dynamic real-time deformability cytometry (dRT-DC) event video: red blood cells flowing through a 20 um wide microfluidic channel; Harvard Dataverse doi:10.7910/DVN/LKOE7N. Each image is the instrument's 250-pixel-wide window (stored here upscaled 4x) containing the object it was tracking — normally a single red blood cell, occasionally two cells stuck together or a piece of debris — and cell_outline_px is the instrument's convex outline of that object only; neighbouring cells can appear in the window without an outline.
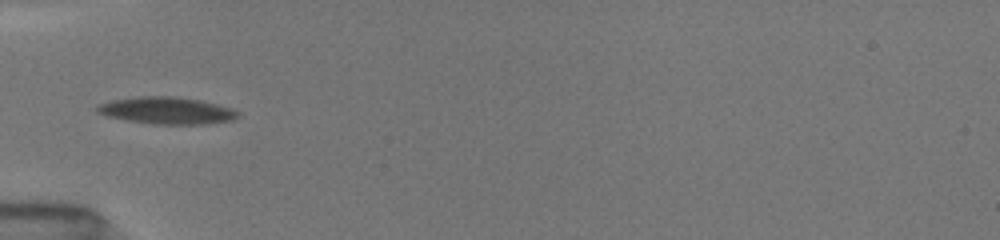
{"species": "common noctule bat (a hibernating species)", "species_latin": "Nyctalus noctula", "temperature_condition": "room temperature", "stored_images_in_passage": 23, "camera_frame_rate_fps": 3000, "um_per_image_px": 0.085, "animal": {"sex": "female", "body_mass_g": 19.5, "forearm_length_mm": 54.1}, "frame": {"image": 1, "passage_image": 1, "time_ms": 0.0, "image_size_px": [1000, 240], "cell_outline_px": [[240, 116], [232, 120], [204, 124], [152, 124], [128, 120], [108, 116], [96, 112], [96, 104], [112, 100], [140, 96], [176, 96], [200, 100], [232, 108], [240, 112]], "centroid_in_image_um": [14.18, 9.39], "position_along_channel_um": 70.8, "area_um2": 22.2}}
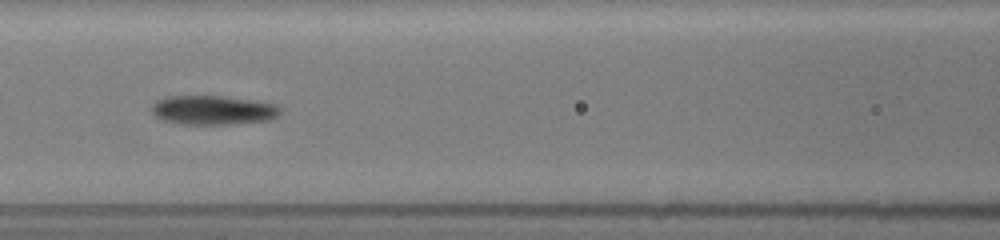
{"frame": {"image": 2, "passage_image": 5, "time_ms": 2.0, "image_size_px": [1000, 240], "cell_outline_px": [[284, 112], [268, 120], [232, 124], [180, 124], [164, 120], [156, 116], [152, 112], [152, 104], [156, 100], [164, 96], [224, 96], [256, 100], [276, 104], [284, 108]], "centroid_in_image_um": [18.16, 9.35], "position_along_channel_um": 148.4, "area_um2": 22.2}}
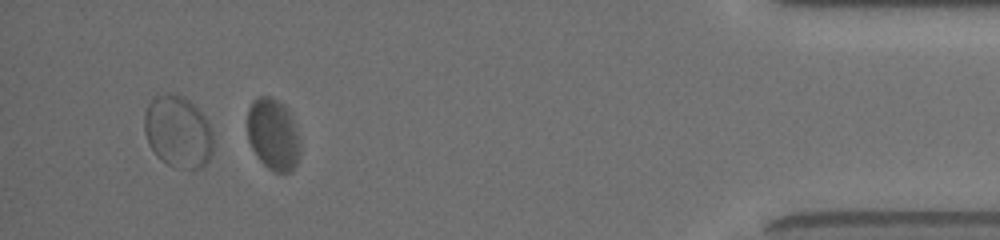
{"frame": {"image": 3, "passage_image": 20, "time_ms": 10.0, "image_size_px": [1000, 240], "cell_outline_px": [[300, 156], [296, 164], [288, 172], [276, 172], [268, 168], [256, 156], [248, 140], [248, 108], [252, 100], [260, 96], [272, 96], [284, 104], [288, 108], [296, 128], [300, 140]], "centroid_in_image_um": [23.22, 11.39], "position_along_channel_um": 412.0, "area_um2": 22.25}, "authors_computed_cell_mechanics": {"area_um2": 22.0796, "velocity_mm_per_s": 3.9232, "shape_relaxation_time_tau1_ms": 2.763, "shape_relaxation_time_tau2_ms": null, "deformation_change_tau1": 0.1212, "deformation_change_tau2": null}}